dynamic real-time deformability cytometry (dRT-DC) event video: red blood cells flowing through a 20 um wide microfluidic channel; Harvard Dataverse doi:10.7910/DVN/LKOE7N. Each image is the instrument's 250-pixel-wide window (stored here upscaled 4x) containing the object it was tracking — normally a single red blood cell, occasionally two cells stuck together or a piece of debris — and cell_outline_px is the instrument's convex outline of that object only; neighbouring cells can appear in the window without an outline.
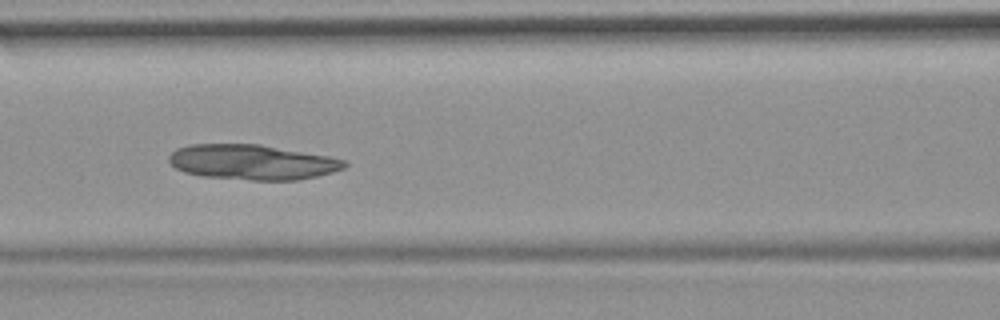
{"species": "common noctule bat (a hibernating species)", "species_latin": "Nyctalus noctula", "temperature_condition": "room temperature", "stored_images_in_passage": 54, "camera_frame_rate_fps": 3000, "um_per_image_px": 0.085, "animal": {"sex": "female", "body_mass_g": 19.9}, "frame": {"image": 1, "passage_image": 24, "time_ms": 7.667, "image_size_px": [1000, 320], "cell_outline_px": [[348, 164], [344, 168], [332, 172], [316, 176], [296, 180], [252, 180], [200, 176], [184, 172], [176, 168], [168, 160], [168, 156], [176, 148], [188, 144], [260, 144], [332, 156], [348, 160]], "centroid_in_image_um": [21.46, 13.77], "position_along_channel_um": 145.1, "area_um2": 36.24}}
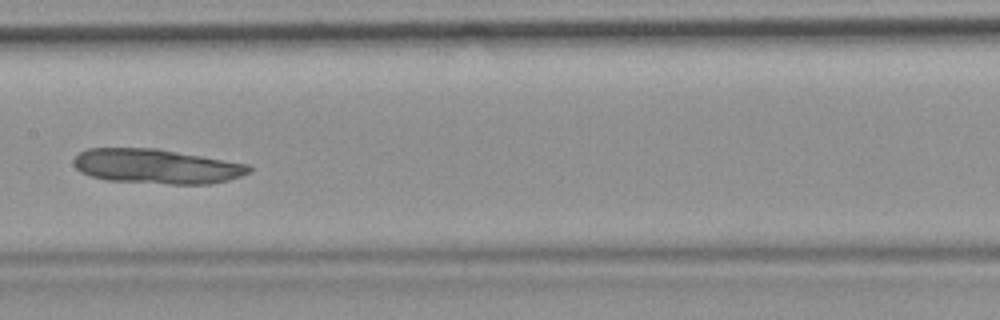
{"frame": {"image": 2, "passage_image": 28, "time_ms": 9.0, "image_size_px": [1000, 320], "cell_outline_px": [[252, 172], [228, 180], [208, 184], [168, 184], [108, 180], [92, 176], [80, 172], [72, 164], [72, 160], [80, 152], [88, 148], [160, 148], [248, 164], [252, 168]], "centroid_in_image_um": [13.31, 14.13], "position_along_channel_um": 194.1, "area_um2": 35.6}}
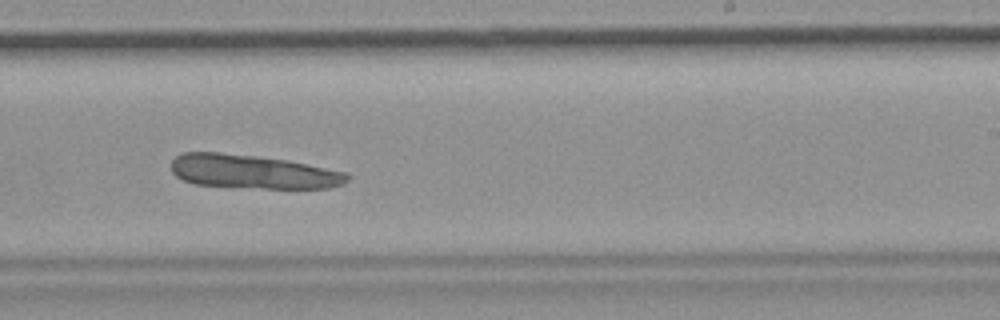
{"frame": {"image": 3, "passage_image": 34, "time_ms": 11.0, "image_size_px": [1000, 320], "cell_outline_px": [[352, 176], [344, 184], [332, 188], [264, 188], [192, 184], [176, 176], [172, 172], [172, 160], [180, 152], [220, 152], [256, 156], [288, 160], [348, 172]], "centroid_in_image_um": [21.53, 14.59], "position_along_channel_um": 267.5, "area_um2": 34.97}}